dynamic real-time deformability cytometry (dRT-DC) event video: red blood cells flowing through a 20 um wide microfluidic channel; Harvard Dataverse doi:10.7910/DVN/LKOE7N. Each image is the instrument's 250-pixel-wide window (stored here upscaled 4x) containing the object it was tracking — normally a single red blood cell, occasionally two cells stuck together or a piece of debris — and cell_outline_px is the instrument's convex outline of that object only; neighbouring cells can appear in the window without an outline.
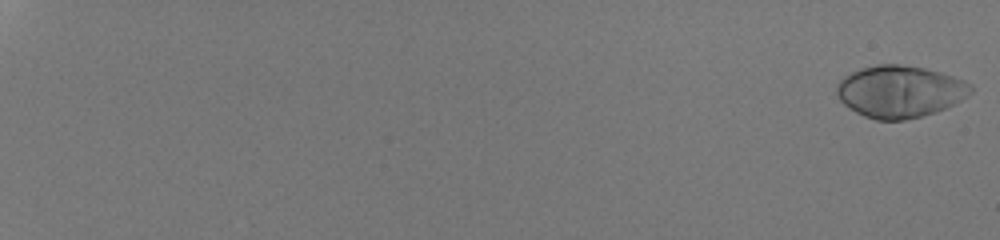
{"species": "human", "species_latin": "Homo sapiens", "temperature_condition": "room temperature", "stored_images_in_passage": 55, "camera_frame_rate_fps": 3000, "um_per_image_px": 0.085, "donor": {"sex": "male"}, "frame": {"image": 1, "passage_image": 1, "time_ms": 0.0, "image_size_px": [1000, 240], "cell_outline_px": [[972, 92], [960, 100], [936, 112], [904, 120], [876, 120], [864, 116], [856, 112], [844, 104], [840, 100], [836, 92], [836, 88], [840, 80], [848, 72], [860, 68], [876, 64], [900, 64], [924, 68], [940, 72], [964, 80], [972, 88]], "centroid_in_image_um": [76.44, 7.77], "position_along_channel_um": 8.6, "area_um2": 40.52}}
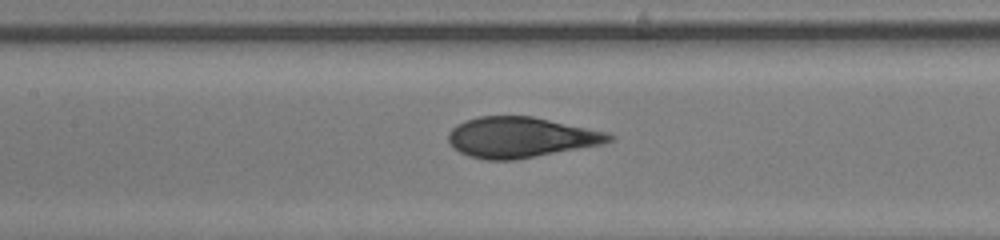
{"frame": {"image": 2, "passage_image": 32, "time_ms": 10.333, "image_size_px": [1000, 240], "cell_outline_px": [[616, 136], [612, 140], [604, 144], [512, 160], [484, 160], [468, 156], [452, 148], [448, 140], [448, 132], [456, 124], [464, 120], [476, 116], [532, 116], [608, 132]], "centroid_in_image_um": [44.23, 11.67], "position_along_channel_um": 163.2, "area_um2": 38.15}}
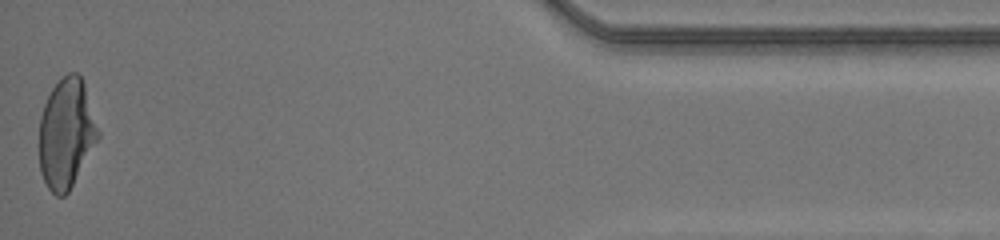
{"frame": {"image": 3, "passage_image": 55, "time_ms": 18.0, "image_size_px": [1000, 240], "cell_outline_px": [[100, 136], [68, 192], [64, 196], [56, 196], [48, 188], [40, 172], [40, 116], [44, 104], [52, 88], [68, 72], [80, 72], [100, 132]], "centroid_in_image_um": [5.64, 11.33], "position_along_channel_um": 429.6, "area_um2": 37.4}, "authors_computed_cell_mechanics": {"area_um2": 38.0324, "velocity_mm_per_s": 4.21, "shape_relaxation_time_tau1_ms": 5.7247, "shape_relaxation_time_tau2_ms": null, "deformation_change_tau1": 0.2543, "deformation_change_tau2": null}}